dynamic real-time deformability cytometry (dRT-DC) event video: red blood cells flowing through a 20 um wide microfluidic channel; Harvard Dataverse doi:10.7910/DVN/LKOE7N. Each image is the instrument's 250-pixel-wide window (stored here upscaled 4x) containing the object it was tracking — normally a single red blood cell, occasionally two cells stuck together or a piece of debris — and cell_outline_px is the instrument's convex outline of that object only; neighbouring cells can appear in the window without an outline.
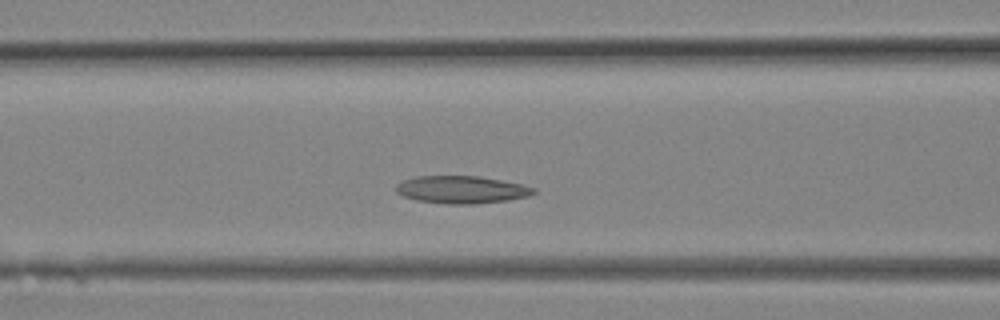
{"species": "Egyptian fruit bat (a non-hibernating species)", "species_latin": "Rousettus aegyptiacus", "temperature_condition": "room temperature", "stored_images_in_passage": 9, "camera_frame_rate_fps": 3000, "um_per_image_px": 0.085, "animal": {"sex": "female"}, "frame": {"image": 1, "passage_image": 7, "time_ms": 2.0, "image_size_px": [1000, 320], "cell_outline_px": [[536, 192], [528, 196], [508, 200], [472, 204], [444, 204], [416, 200], [404, 196], [396, 192], [396, 184], [400, 180], [412, 176], [480, 176], [520, 184], [536, 188]], "centroid_in_image_um": [39.18, 16.11], "position_along_channel_um": 127.4, "area_um2": 22.2}}
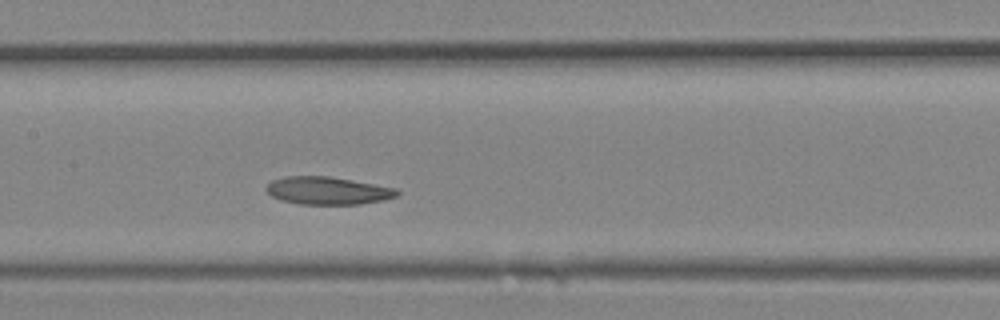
{"frame": {"image": 2, "passage_image": 9, "time_ms": 2.667, "image_size_px": [1000, 320], "cell_outline_px": [[400, 192], [396, 196], [384, 200], [360, 204], [300, 204], [280, 200], [272, 196], [264, 188], [272, 180], [284, 176], [328, 176], [396, 188]], "centroid_in_image_um": [27.83, 16.2], "position_along_channel_um": 179.6, "area_um2": 21.04}}